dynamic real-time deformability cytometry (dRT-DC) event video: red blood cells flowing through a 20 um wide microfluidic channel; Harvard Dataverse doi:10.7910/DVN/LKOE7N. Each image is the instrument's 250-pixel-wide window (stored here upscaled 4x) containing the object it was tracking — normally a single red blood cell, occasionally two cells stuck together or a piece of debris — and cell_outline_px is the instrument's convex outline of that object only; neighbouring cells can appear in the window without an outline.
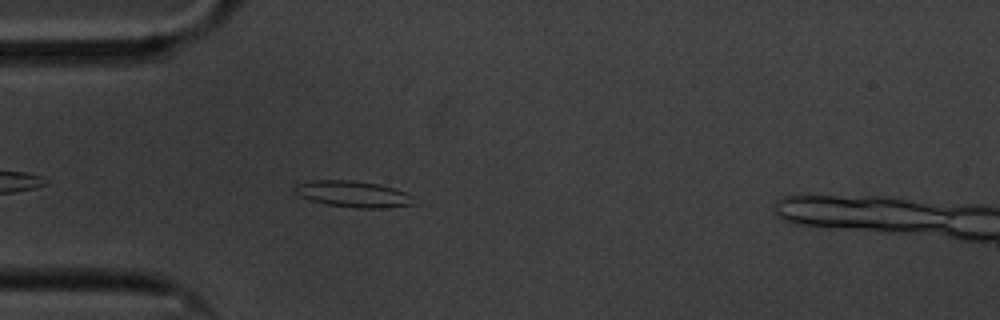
{"species": "common noctule bat (a hibernating species)", "species_latin": "Nyctalus noctula", "temperature_condition": "cold", "stored_images_in_passage": 49, "camera_frame_rate_fps": 3000, "um_per_image_px": 0.085, "animal": {"sex": "male", "body_mass_g": 20.1, "forearm_length_mm": 53.5}, "frame": {"image": 1, "passage_image": 5, "time_ms": 1.333, "image_size_px": [1000, 320], "cell_outline_px": [[416, 204], [384, 208], [356, 208], [328, 204], [312, 200], [300, 196], [296, 192], [296, 184], [316, 180], [352, 180], [380, 184], [404, 192], [412, 196]], "centroid_in_image_um": [30.06, 16.49], "position_along_channel_um": 54.9, "area_um2": 17.98}}
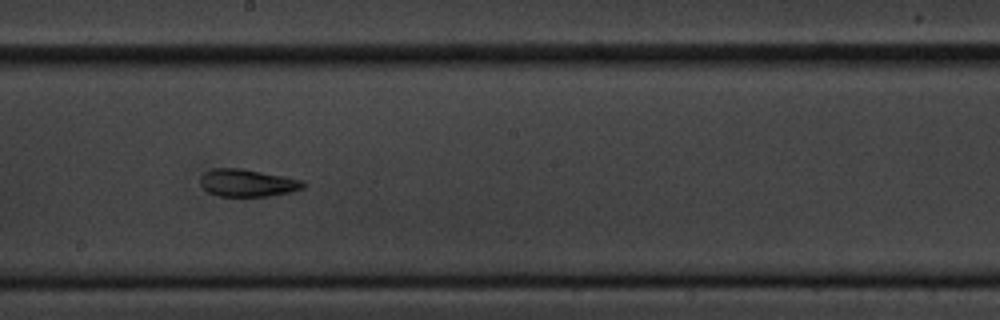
{"frame": {"image": 2, "passage_image": 21, "time_ms": 6.667, "image_size_px": [1000, 320], "cell_outline_px": [[308, 184], [304, 188], [292, 192], [268, 196], [220, 196], [208, 192], [200, 184], [200, 176], [204, 172], [212, 168], [240, 168], [284, 176], [304, 180]], "centroid_in_image_um": [21.07, 15.54], "position_along_channel_um": 227.1, "area_um2": 16.65}}
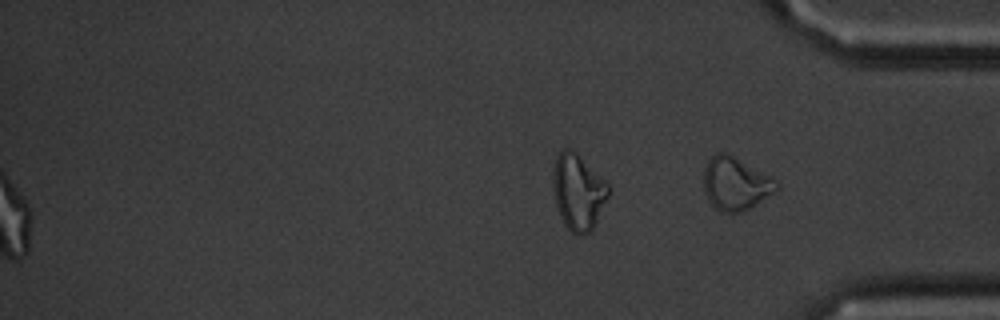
{"frame": {"image": 3, "passage_image": 49, "time_ms": 16.0, "image_size_px": [1000, 320], "cell_outline_px": [[780, 188], [776, 192], [756, 204], [740, 212], [724, 212], [716, 208], [708, 200], [704, 192], [704, 168], [708, 160], [716, 152], [724, 152], [772, 176], [780, 184]], "centroid_in_image_um": [62.54, 15.61], "position_along_channel_um": 372.7, "area_um2": 22.43}, "authors_computed_cell_mechanics": {"area_um2": 16.9354, "velocity_mm_per_s": 3.3474, "shape_relaxation_time_tau1_ms": null, "shape_relaxation_time_tau2_ms": 2.8234, "deformation_change_tau1": null, "deformation_change_tau2": 0.0819}}